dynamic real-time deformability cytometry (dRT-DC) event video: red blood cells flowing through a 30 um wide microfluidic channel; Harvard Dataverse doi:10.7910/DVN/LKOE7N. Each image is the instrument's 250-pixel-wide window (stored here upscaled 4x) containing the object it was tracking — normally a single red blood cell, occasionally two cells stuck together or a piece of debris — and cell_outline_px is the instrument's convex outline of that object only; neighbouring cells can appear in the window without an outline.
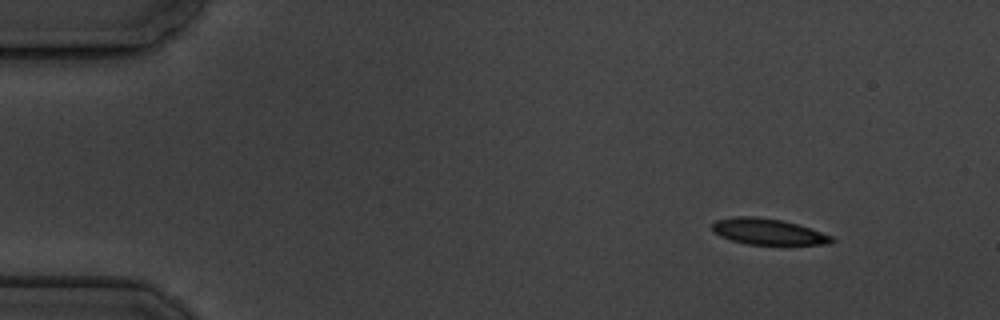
{"species": "common noctule bat (a hibernating species)", "species_latin": "Nyctalus noctula", "temperature_condition": "cold", "stored_images_in_passage": 4, "camera_frame_rate_fps": 3000, "um_per_image_px": 0.085, "animal": {"sex": "male", "body_mass_g": 19.5, "forearm_length_mm": 54.6}, "frame": {"image": 1, "passage_image": 1, "time_ms": 0.0, "image_size_px": [1000, 320], "cell_outline_px": [[836, 240], [828, 244], [748, 244], [732, 240], [720, 236], [712, 228], [712, 224], [716, 220], [736, 216], [756, 216], [784, 220], [832, 236]], "centroid_in_image_um": [65.27, 19.68], "position_along_channel_um": 19.7, "area_um2": 17.86}}
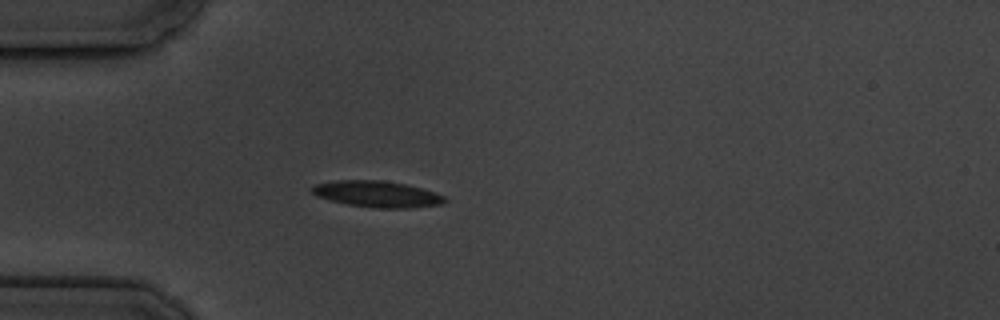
{"frame": {"image": 2, "passage_image": 4, "time_ms": 3.333, "image_size_px": [1000, 320], "cell_outline_px": [[448, 200], [440, 204], [412, 208], [372, 208], [348, 204], [328, 200], [316, 196], [308, 188], [316, 184], [336, 180], [384, 180], [404, 184], [436, 192], [444, 196]], "centroid_in_image_um": [32.02, 16.5], "position_along_channel_um": 53.0, "area_um2": 20.46}}